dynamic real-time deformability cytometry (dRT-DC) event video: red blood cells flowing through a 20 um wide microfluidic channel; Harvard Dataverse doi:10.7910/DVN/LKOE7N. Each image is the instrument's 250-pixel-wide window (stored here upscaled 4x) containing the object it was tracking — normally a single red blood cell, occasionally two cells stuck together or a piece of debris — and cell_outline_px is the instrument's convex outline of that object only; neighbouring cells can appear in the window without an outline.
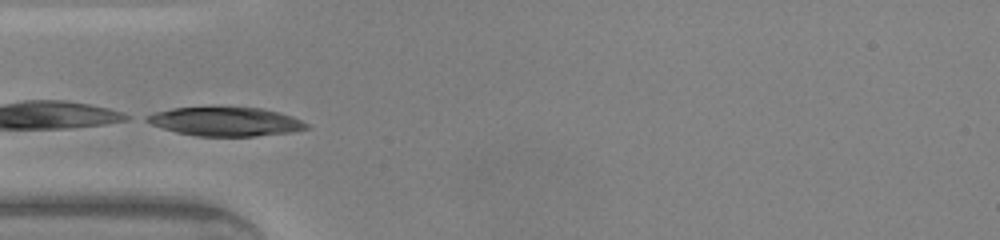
{"species": "common noctule bat (a hibernating species)", "species_latin": "Nyctalus noctula", "temperature_condition": "warm", "stored_images_in_passage": 25, "camera_frame_rate_fps": 3000, "um_per_image_px": 0.085, "animal": {"sex": "male", "body_mass_g": 20.0, "forearm_length_mm": 53.3}, "frame": {"image": 1, "passage_image": 1, "time_ms": 0.0, "image_size_px": [1000, 240], "cell_outline_px": [[312, 128], [292, 132], [256, 136], [196, 136], [176, 132], [152, 124], [144, 120], [144, 116], [156, 112], [172, 108], [264, 108], [280, 112], [292, 116], [308, 124]], "centroid_in_image_um": [19.22, 10.34], "position_along_channel_um": 65.8, "area_um2": 26.7}}
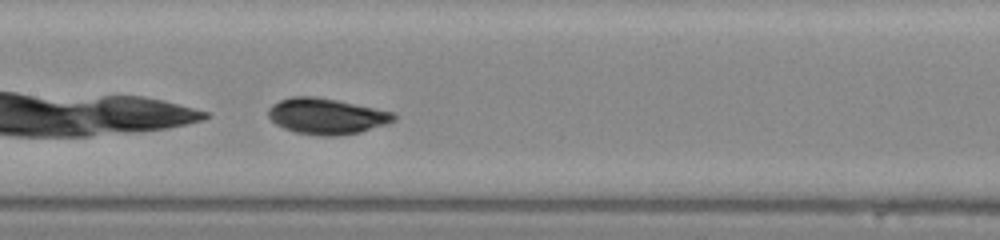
{"frame": {"image": 2, "passage_image": 9, "time_ms": 2.667, "image_size_px": [1000, 240], "cell_outline_px": [[396, 120], [388, 124], [360, 132], [336, 136], [320, 136], [296, 132], [284, 128], [276, 124], [268, 116], [268, 108], [272, 104], [280, 100], [292, 96], [316, 96], [396, 112]], "centroid_in_image_um": [27.78, 9.87], "position_along_channel_um": 179.6, "area_um2": 26.41}}
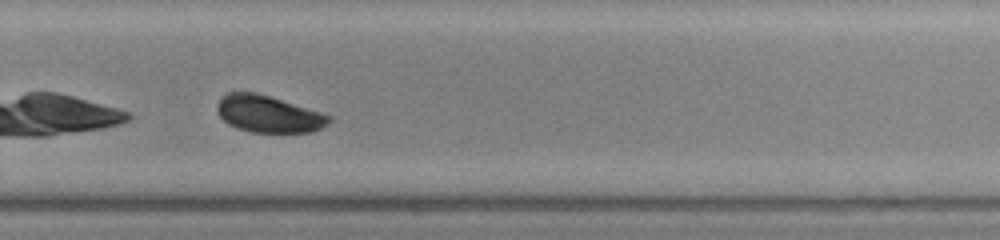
{"frame": {"image": 3, "passage_image": 18, "time_ms": 5.667, "image_size_px": [1000, 240], "cell_outline_px": [[332, 120], [320, 128], [312, 132], [248, 132], [236, 128], [228, 124], [220, 116], [216, 108], [220, 96], [224, 92], [256, 92], [320, 112], [332, 116]], "centroid_in_image_um": [22.77, 9.68], "position_along_channel_um": 307.0, "area_um2": 24.04}, "authors_computed_cell_mechanics": {"area_um2": 25.8366, "velocity_mm_per_s": 4.2498, "shape_relaxation_time_tau1_ms": 2.3924, "shape_relaxation_time_tau2_ms": 1.9848, "deformation_change_tau1": 0.1878, "deformation_change_tau2": 0.0519}}